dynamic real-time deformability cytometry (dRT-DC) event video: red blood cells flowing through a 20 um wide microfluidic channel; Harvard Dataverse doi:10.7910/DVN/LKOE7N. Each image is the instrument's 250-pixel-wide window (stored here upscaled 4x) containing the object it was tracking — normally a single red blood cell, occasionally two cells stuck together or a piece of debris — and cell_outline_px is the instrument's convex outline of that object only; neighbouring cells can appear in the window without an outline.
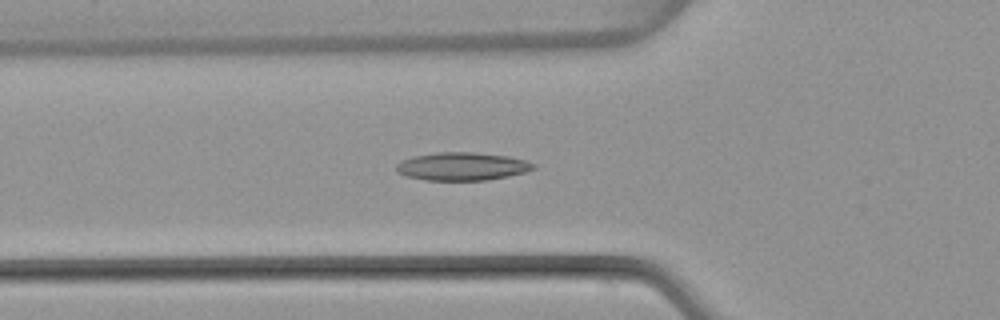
{"species": "common noctule bat (a hibernating species)", "species_latin": "Nyctalus noctula", "temperature_condition": "warm", "stored_images_in_passage": 50, "camera_frame_rate_fps": 3000, "um_per_image_px": 0.085, "animal": {"sex": "female", "body_mass_g": 22.7, "forearm_length_mm": 54.2}, "frame": {"image": 1, "passage_image": 18, "time_ms": 5.667, "image_size_px": [1000, 320], "cell_outline_px": [[536, 168], [524, 172], [508, 176], [488, 180], [424, 180], [408, 176], [396, 172], [396, 164], [400, 160], [412, 156], [436, 152], [476, 152], [508, 156], [524, 160], [536, 164]], "centroid_in_image_um": [39.26, 14.13], "position_along_channel_um": 86.5, "area_um2": 22.54}}
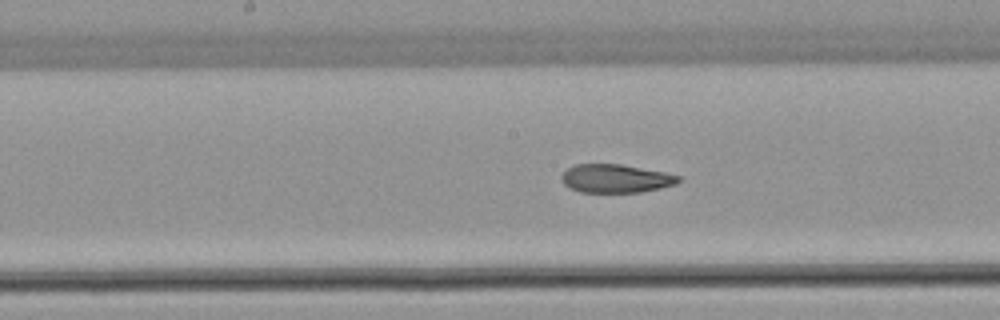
{"frame": {"image": 2, "passage_image": 26, "time_ms": 8.333, "image_size_px": [1000, 320], "cell_outline_px": [[680, 180], [676, 184], [660, 188], [640, 192], [580, 192], [568, 188], [564, 184], [560, 176], [568, 168], [576, 164], [620, 164], [664, 172], [680, 176]], "centroid_in_image_um": [52.31, 15.17], "position_along_channel_um": 195.9, "area_um2": 19.31}}
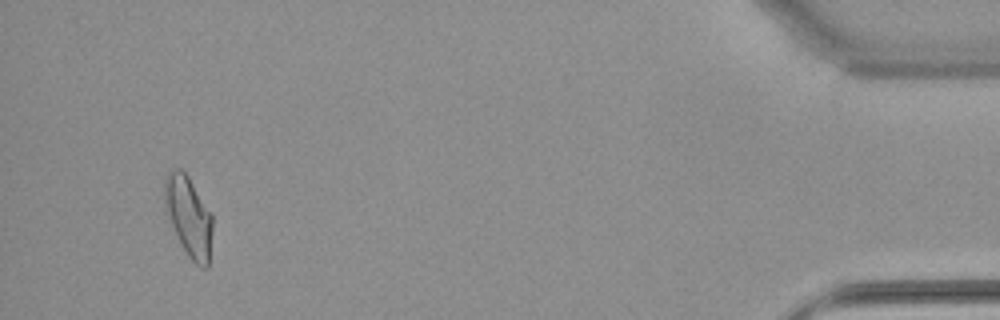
{"frame": {"image": 3, "passage_image": 48, "time_ms": 15.667, "image_size_px": [1000, 320], "cell_outline_px": [[212, 232], [208, 268], [200, 268], [188, 256], [168, 216], [164, 200], [164, 180], [168, 172], [176, 168], [180, 168], [188, 176], [212, 216]], "centroid_in_image_um": [16.04, 18.39], "position_along_channel_um": 419.2, "area_um2": 21.85}, "authors_computed_cell_mechanics": {"area_um2": 21.1837, "velocity_mm_per_s": 4.0811, "shape_relaxation_time_tau1_ms": 7.5872, "shape_relaxation_time_tau2_ms": 2.1923, "deformation_change_tau1": 0.2074, "deformation_change_tau2": 0.0916}}